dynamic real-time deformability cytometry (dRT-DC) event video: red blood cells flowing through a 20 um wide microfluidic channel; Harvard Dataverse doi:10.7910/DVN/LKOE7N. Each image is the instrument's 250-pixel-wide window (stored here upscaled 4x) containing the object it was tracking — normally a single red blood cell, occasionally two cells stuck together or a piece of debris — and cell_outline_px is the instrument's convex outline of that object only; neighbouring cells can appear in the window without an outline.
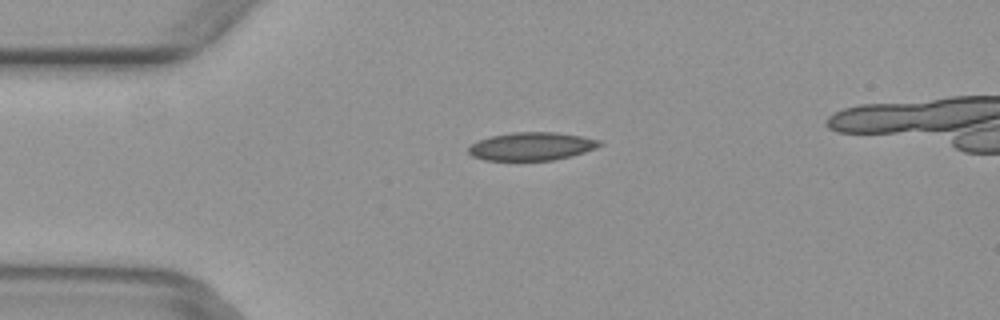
{"species": "common noctule bat (a hibernating species)", "species_latin": "Nyctalus noctula", "temperature_condition": "warm", "stored_images_in_passage": 6, "camera_frame_rate_fps": 3000, "um_per_image_px": 0.085, "animal": {"sex": "female", "body_mass_g": 29.2, "forearm_length_mm": 56.3}, "frame": {"image": 1, "passage_image": 4, "time_ms": 1.0, "image_size_px": [1000, 320], "cell_outline_px": [[604, 144], [596, 148], [584, 152], [552, 160], [484, 160], [472, 156], [468, 152], [468, 148], [472, 144], [480, 140], [492, 136], [512, 132], [556, 132], [580, 136], [600, 140]], "centroid_in_image_um": [45.19, 12.43], "position_along_channel_um": 39.8, "area_um2": 21.27}}
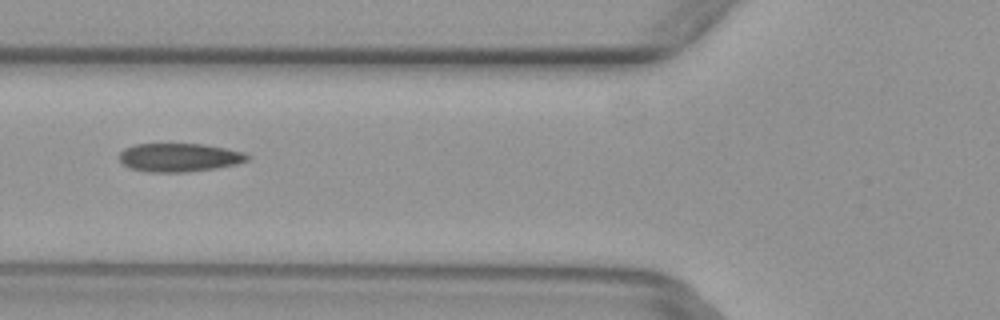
{"frame": {"image": 2, "passage_image": 6, "time_ms": 1.667, "image_size_px": [1000, 320], "cell_outline_px": [[252, 156], [248, 160], [236, 164], [216, 168], [184, 172], [148, 172], [128, 168], [120, 160], [120, 152], [124, 148], [136, 144], [204, 144], [244, 152]], "centroid_in_image_um": [15.24, 13.38], "position_along_channel_um": 110.6, "area_um2": 21.27}}